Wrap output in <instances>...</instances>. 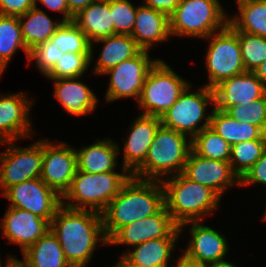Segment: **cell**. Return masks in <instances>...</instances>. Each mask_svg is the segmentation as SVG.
Here are the masks:
<instances>
[{
    "mask_svg": "<svg viewBox=\"0 0 266 267\" xmlns=\"http://www.w3.org/2000/svg\"><path fill=\"white\" fill-rule=\"evenodd\" d=\"M159 59L149 70L138 99L140 114L161 118L191 83Z\"/></svg>",
    "mask_w": 266,
    "mask_h": 267,
    "instance_id": "obj_8",
    "label": "cell"
},
{
    "mask_svg": "<svg viewBox=\"0 0 266 267\" xmlns=\"http://www.w3.org/2000/svg\"><path fill=\"white\" fill-rule=\"evenodd\" d=\"M2 196L10 201L9 207L30 211L49 224L62 205V197L49 188L41 178L10 186Z\"/></svg>",
    "mask_w": 266,
    "mask_h": 267,
    "instance_id": "obj_13",
    "label": "cell"
},
{
    "mask_svg": "<svg viewBox=\"0 0 266 267\" xmlns=\"http://www.w3.org/2000/svg\"><path fill=\"white\" fill-rule=\"evenodd\" d=\"M161 119L140 114L131 122L128 135L123 139V164L131 175L144 163Z\"/></svg>",
    "mask_w": 266,
    "mask_h": 267,
    "instance_id": "obj_19",
    "label": "cell"
},
{
    "mask_svg": "<svg viewBox=\"0 0 266 267\" xmlns=\"http://www.w3.org/2000/svg\"><path fill=\"white\" fill-rule=\"evenodd\" d=\"M27 96L23 91L0 95V142L34 137L30 112L35 99Z\"/></svg>",
    "mask_w": 266,
    "mask_h": 267,
    "instance_id": "obj_15",
    "label": "cell"
},
{
    "mask_svg": "<svg viewBox=\"0 0 266 267\" xmlns=\"http://www.w3.org/2000/svg\"><path fill=\"white\" fill-rule=\"evenodd\" d=\"M179 238L152 239L134 246L121 255L136 267H169Z\"/></svg>",
    "mask_w": 266,
    "mask_h": 267,
    "instance_id": "obj_25",
    "label": "cell"
},
{
    "mask_svg": "<svg viewBox=\"0 0 266 267\" xmlns=\"http://www.w3.org/2000/svg\"><path fill=\"white\" fill-rule=\"evenodd\" d=\"M188 226H190L191 238L188 240L186 249L182 250L185 255L209 264L226 261L225 257L229 253V246L224 234L209 225L202 224L201 221L182 224L179 227L181 234L184 232L183 229L185 230Z\"/></svg>",
    "mask_w": 266,
    "mask_h": 267,
    "instance_id": "obj_17",
    "label": "cell"
},
{
    "mask_svg": "<svg viewBox=\"0 0 266 267\" xmlns=\"http://www.w3.org/2000/svg\"><path fill=\"white\" fill-rule=\"evenodd\" d=\"M205 39L210 41L205 55L209 82L205 86L213 89L221 81L246 72L237 30L230 23Z\"/></svg>",
    "mask_w": 266,
    "mask_h": 267,
    "instance_id": "obj_9",
    "label": "cell"
},
{
    "mask_svg": "<svg viewBox=\"0 0 266 267\" xmlns=\"http://www.w3.org/2000/svg\"><path fill=\"white\" fill-rule=\"evenodd\" d=\"M73 22L84 32L90 43L115 34L110 0H95L75 15Z\"/></svg>",
    "mask_w": 266,
    "mask_h": 267,
    "instance_id": "obj_26",
    "label": "cell"
},
{
    "mask_svg": "<svg viewBox=\"0 0 266 267\" xmlns=\"http://www.w3.org/2000/svg\"><path fill=\"white\" fill-rule=\"evenodd\" d=\"M246 72H253L266 60V37L237 31Z\"/></svg>",
    "mask_w": 266,
    "mask_h": 267,
    "instance_id": "obj_36",
    "label": "cell"
},
{
    "mask_svg": "<svg viewBox=\"0 0 266 267\" xmlns=\"http://www.w3.org/2000/svg\"><path fill=\"white\" fill-rule=\"evenodd\" d=\"M191 150L189 137L160 125L144 163L132 176L143 180L162 181L182 173Z\"/></svg>",
    "mask_w": 266,
    "mask_h": 267,
    "instance_id": "obj_4",
    "label": "cell"
},
{
    "mask_svg": "<svg viewBox=\"0 0 266 267\" xmlns=\"http://www.w3.org/2000/svg\"><path fill=\"white\" fill-rule=\"evenodd\" d=\"M159 59H151L149 51L142 50L133 58L122 61L105 72L103 75H110L105 102L113 103L122 98H135L138 101L145 78Z\"/></svg>",
    "mask_w": 266,
    "mask_h": 267,
    "instance_id": "obj_11",
    "label": "cell"
},
{
    "mask_svg": "<svg viewBox=\"0 0 266 267\" xmlns=\"http://www.w3.org/2000/svg\"><path fill=\"white\" fill-rule=\"evenodd\" d=\"M176 261L177 262L174 263L175 265L173 267H209V263L191 259L183 252Z\"/></svg>",
    "mask_w": 266,
    "mask_h": 267,
    "instance_id": "obj_44",
    "label": "cell"
},
{
    "mask_svg": "<svg viewBox=\"0 0 266 267\" xmlns=\"http://www.w3.org/2000/svg\"><path fill=\"white\" fill-rule=\"evenodd\" d=\"M1 258V257H0ZM2 261V259H0V267H5V265L3 266V264L2 263H4V262H1Z\"/></svg>",
    "mask_w": 266,
    "mask_h": 267,
    "instance_id": "obj_51",
    "label": "cell"
},
{
    "mask_svg": "<svg viewBox=\"0 0 266 267\" xmlns=\"http://www.w3.org/2000/svg\"><path fill=\"white\" fill-rule=\"evenodd\" d=\"M192 151L211 160L229 162L231 145L210 126L204 128L191 140Z\"/></svg>",
    "mask_w": 266,
    "mask_h": 267,
    "instance_id": "obj_32",
    "label": "cell"
},
{
    "mask_svg": "<svg viewBox=\"0 0 266 267\" xmlns=\"http://www.w3.org/2000/svg\"><path fill=\"white\" fill-rule=\"evenodd\" d=\"M256 77H258L264 86H266V60L261 63L254 71Z\"/></svg>",
    "mask_w": 266,
    "mask_h": 267,
    "instance_id": "obj_46",
    "label": "cell"
},
{
    "mask_svg": "<svg viewBox=\"0 0 266 267\" xmlns=\"http://www.w3.org/2000/svg\"><path fill=\"white\" fill-rule=\"evenodd\" d=\"M22 255V260L15 259L22 267H71L57 237L50 229Z\"/></svg>",
    "mask_w": 266,
    "mask_h": 267,
    "instance_id": "obj_27",
    "label": "cell"
},
{
    "mask_svg": "<svg viewBox=\"0 0 266 267\" xmlns=\"http://www.w3.org/2000/svg\"><path fill=\"white\" fill-rule=\"evenodd\" d=\"M50 230L57 237L71 267H86L99 244L108 243L102 213L90 209H71L62 204L50 222Z\"/></svg>",
    "mask_w": 266,
    "mask_h": 267,
    "instance_id": "obj_1",
    "label": "cell"
},
{
    "mask_svg": "<svg viewBox=\"0 0 266 267\" xmlns=\"http://www.w3.org/2000/svg\"><path fill=\"white\" fill-rule=\"evenodd\" d=\"M118 171L92 174L76 171L62 204L71 209L93 210L102 213L122 186L132 176L124 167Z\"/></svg>",
    "mask_w": 266,
    "mask_h": 267,
    "instance_id": "obj_5",
    "label": "cell"
},
{
    "mask_svg": "<svg viewBox=\"0 0 266 267\" xmlns=\"http://www.w3.org/2000/svg\"><path fill=\"white\" fill-rule=\"evenodd\" d=\"M164 203L174 223L204 221L219 209L221 198L209 187L188 179L183 173L162 181Z\"/></svg>",
    "mask_w": 266,
    "mask_h": 267,
    "instance_id": "obj_3",
    "label": "cell"
},
{
    "mask_svg": "<svg viewBox=\"0 0 266 267\" xmlns=\"http://www.w3.org/2000/svg\"><path fill=\"white\" fill-rule=\"evenodd\" d=\"M0 223L1 232L8 243L19 245L22 253L50 229L45 219L30 211L9 206Z\"/></svg>",
    "mask_w": 266,
    "mask_h": 267,
    "instance_id": "obj_18",
    "label": "cell"
},
{
    "mask_svg": "<svg viewBox=\"0 0 266 267\" xmlns=\"http://www.w3.org/2000/svg\"><path fill=\"white\" fill-rule=\"evenodd\" d=\"M238 13L229 23L239 32L266 37V0H236Z\"/></svg>",
    "mask_w": 266,
    "mask_h": 267,
    "instance_id": "obj_30",
    "label": "cell"
},
{
    "mask_svg": "<svg viewBox=\"0 0 266 267\" xmlns=\"http://www.w3.org/2000/svg\"><path fill=\"white\" fill-rule=\"evenodd\" d=\"M238 121L256 125L266 134V95L254 100L250 105H234L225 111Z\"/></svg>",
    "mask_w": 266,
    "mask_h": 267,
    "instance_id": "obj_37",
    "label": "cell"
},
{
    "mask_svg": "<svg viewBox=\"0 0 266 267\" xmlns=\"http://www.w3.org/2000/svg\"><path fill=\"white\" fill-rule=\"evenodd\" d=\"M181 0H144L143 5L170 16Z\"/></svg>",
    "mask_w": 266,
    "mask_h": 267,
    "instance_id": "obj_43",
    "label": "cell"
},
{
    "mask_svg": "<svg viewBox=\"0 0 266 267\" xmlns=\"http://www.w3.org/2000/svg\"><path fill=\"white\" fill-rule=\"evenodd\" d=\"M98 43H103V47L101 52L99 51V57L96 59L97 61L92 71V73L98 74V76L103 75L120 62L133 58L142 51L131 35L114 34L90 43V65L94 61V45Z\"/></svg>",
    "mask_w": 266,
    "mask_h": 267,
    "instance_id": "obj_22",
    "label": "cell"
},
{
    "mask_svg": "<svg viewBox=\"0 0 266 267\" xmlns=\"http://www.w3.org/2000/svg\"><path fill=\"white\" fill-rule=\"evenodd\" d=\"M63 54L59 45H54L49 39L31 50L27 61L29 64L34 61L38 71L45 77Z\"/></svg>",
    "mask_w": 266,
    "mask_h": 267,
    "instance_id": "obj_39",
    "label": "cell"
},
{
    "mask_svg": "<svg viewBox=\"0 0 266 267\" xmlns=\"http://www.w3.org/2000/svg\"><path fill=\"white\" fill-rule=\"evenodd\" d=\"M220 0H181L169 16L171 37L208 38L229 24Z\"/></svg>",
    "mask_w": 266,
    "mask_h": 267,
    "instance_id": "obj_6",
    "label": "cell"
},
{
    "mask_svg": "<svg viewBox=\"0 0 266 267\" xmlns=\"http://www.w3.org/2000/svg\"><path fill=\"white\" fill-rule=\"evenodd\" d=\"M21 25L22 38L30 52L38 45L48 41L60 27L63 21H55L42 9L34 6L25 14L18 16Z\"/></svg>",
    "mask_w": 266,
    "mask_h": 267,
    "instance_id": "obj_28",
    "label": "cell"
},
{
    "mask_svg": "<svg viewBox=\"0 0 266 267\" xmlns=\"http://www.w3.org/2000/svg\"><path fill=\"white\" fill-rule=\"evenodd\" d=\"M164 205V187L161 181L131 176L102 212L106 239L119 228L156 214Z\"/></svg>",
    "mask_w": 266,
    "mask_h": 267,
    "instance_id": "obj_2",
    "label": "cell"
},
{
    "mask_svg": "<svg viewBox=\"0 0 266 267\" xmlns=\"http://www.w3.org/2000/svg\"><path fill=\"white\" fill-rule=\"evenodd\" d=\"M182 173L188 179L209 187L220 198L228 188H235V185L240 186V179L233 172L229 162L201 157L192 150Z\"/></svg>",
    "mask_w": 266,
    "mask_h": 267,
    "instance_id": "obj_16",
    "label": "cell"
},
{
    "mask_svg": "<svg viewBox=\"0 0 266 267\" xmlns=\"http://www.w3.org/2000/svg\"><path fill=\"white\" fill-rule=\"evenodd\" d=\"M214 108L226 111L240 104L250 105L265 95V86L253 72H244L221 81L213 88Z\"/></svg>",
    "mask_w": 266,
    "mask_h": 267,
    "instance_id": "obj_20",
    "label": "cell"
},
{
    "mask_svg": "<svg viewBox=\"0 0 266 267\" xmlns=\"http://www.w3.org/2000/svg\"><path fill=\"white\" fill-rule=\"evenodd\" d=\"M90 67V53H64L53 69L45 76L47 79L83 77Z\"/></svg>",
    "mask_w": 266,
    "mask_h": 267,
    "instance_id": "obj_35",
    "label": "cell"
},
{
    "mask_svg": "<svg viewBox=\"0 0 266 267\" xmlns=\"http://www.w3.org/2000/svg\"><path fill=\"white\" fill-rule=\"evenodd\" d=\"M18 49H22L27 59H29L30 52L22 38L18 17L0 15V76H2Z\"/></svg>",
    "mask_w": 266,
    "mask_h": 267,
    "instance_id": "obj_31",
    "label": "cell"
},
{
    "mask_svg": "<svg viewBox=\"0 0 266 267\" xmlns=\"http://www.w3.org/2000/svg\"><path fill=\"white\" fill-rule=\"evenodd\" d=\"M210 127L231 146L244 141L266 140V134L256 125L235 120L216 108L212 109Z\"/></svg>",
    "mask_w": 266,
    "mask_h": 267,
    "instance_id": "obj_29",
    "label": "cell"
},
{
    "mask_svg": "<svg viewBox=\"0 0 266 267\" xmlns=\"http://www.w3.org/2000/svg\"><path fill=\"white\" fill-rule=\"evenodd\" d=\"M34 6V0H0V15L18 17Z\"/></svg>",
    "mask_w": 266,
    "mask_h": 267,
    "instance_id": "obj_41",
    "label": "cell"
},
{
    "mask_svg": "<svg viewBox=\"0 0 266 267\" xmlns=\"http://www.w3.org/2000/svg\"><path fill=\"white\" fill-rule=\"evenodd\" d=\"M17 141H3L0 145H8L0 152V189L2 195L10 186L23 181L40 178L43 139H39L28 147H20Z\"/></svg>",
    "mask_w": 266,
    "mask_h": 267,
    "instance_id": "obj_10",
    "label": "cell"
},
{
    "mask_svg": "<svg viewBox=\"0 0 266 267\" xmlns=\"http://www.w3.org/2000/svg\"><path fill=\"white\" fill-rule=\"evenodd\" d=\"M81 77L48 79L53 82L54 99L60 102L64 111L72 116H85L95 111L98 106V96L80 81Z\"/></svg>",
    "mask_w": 266,
    "mask_h": 267,
    "instance_id": "obj_21",
    "label": "cell"
},
{
    "mask_svg": "<svg viewBox=\"0 0 266 267\" xmlns=\"http://www.w3.org/2000/svg\"><path fill=\"white\" fill-rule=\"evenodd\" d=\"M138 6L133 5L130 0H110L115 34H132Z\"/></svg>",
    "mask_w": 266,
    "mask_h": 267,
    "instance_id": "obj_38",
    "label": "cell"
},
{
    "mask_svg": "<svg viewBox=\"0 0 266 267\" xmlns=\"http://www.w3.org/2000/svg\"><path fill=\"white\" fill-rule=\"evenodd\" d=\"M77 171L75 146L64 141L43 139V158L40 178L49 188L63 197L69 190Z\"/></svg>",
    "mask_w": 266,
    "mask_h": 267,
    "instance_id": "obj_12",
    "label": "cell"
},
{
    "mask_svg": "<svg viewBox=\"0 0 266 267\" xmlns=\"http://www.w3.org/2000/svg\"><path fill=\"white\" fill-rule=\"evenodd\" d=\"M265 208H266V206H265ZM262 220L266 221V209H265V213L263 214V219Z\"/></svg>",
    "mask_w": 266,
    "mask_h": 267,
    "instance_id": "obj_50",
    "label": "cell"
},
{
    "mask_svg": "<svg viewBox=\"0 0 266 267\" xmlns=\"http://www.w3.org/2000/svg\"><path fill=\"white\" fill-rule=\"evenodd\" d=\"M266 140L244 141L231 146L229 163L233 172L241 179L263 155Z\"/></svg>",
    "mask_w": 266,
    "mask_h": 267,
    "instance_id": "obj_33",
    "label": "cell"
},
{
    "mask_svg": "<svg viewBox=\"0 0 266 267\" xmlns=\"http://www.w3.org/2000/svg\"><path fill=\"white\" fill-rule=\"evenodd\" d=\"M198 89L193 92L192 86L189 84L172 107L160 118L161 125L176 130L191 140L204 128L209 127L212 109L215 104L214 91L205 85L199 86ZM208 104L212 108L210 112H207L209 115H206Z\"/></svg>",
    "mask_w": 266,
    "mask_h": 267,
    "instance_id": "obj_7",
    "label": "cell"
},
{
    "mask_svg": "<svg viewBox=\"0 0 266 267\" xmlns=\"http://www.w3.org/2000/svg\"><path fill=\"white\" fill-rule=\"evenodd\" d=\"M131 36L145 51H150L158 42H168L171 37L169 16L143 4L139 5Z\"/></svg>",
    "mask_w": 266,
    "mask_h": 267,
    "instance_id": "obj_23",
    "label": "cell"
},
{
    "mask_svg": "<svg viewBox=\"0 0 266 267\" xmlns=\"http://www.w3.org/2000/svg\"><path fill=\"white\" fill-rule=\"evenodd\" d=\"M6 264L5 267H22L15 259L16 257L9 254L6 256Z\"/></svg>",
    "mask_w": 266,
    "mask_h": 267,
    "instance_id": "obj_47",
    "label": "cell"
},
{
    "mask_svg": "<svg viewBox=\"0 0 266 267\" xmlns=\"http://www.w3.org/2000/svg\"><path fill=\"white\" fill-rule=\"evenodd\" d=\"M50 40L63 53H90V42L73 21L63 22Z\"/></svg>",
    "mask_w": 266,
    "mask_h": 267,
    "instance_id": "obj_34",
    "label": "cell"
},
{
    "mask_svg": "<svg viewBox=\"0 0 266 267\" xmlns=\"http://www.w3.org/2000/svg\"><path fill=\"white\" fill-rule=\"evenodd\" d=\"M252 184H261L266 186V149L263 155L248 170V172L240 179V186H252Z\"/></svg>",
    "mask_w": 266,
    "mask_h": 267,
    "instance_id": "obj_40",
    "label": "cell"
},
{
    "mask_svg": "<svg viewBox=\"0 0 266 267\" xmlns=\"http://www.w3.org/2000/svg\"><path fill=\"white\" fill-rule=\"evenodd\" d=\"M179 227L174 223L165 205L154 215L119 228L108 245H127L129 249L140 243L159 238H180Z\"/></svg>",
    "mask_w": 266,
    "mask_h": 267,
    "instance_id": "obj_14",
    "label": "cell"
},
{
    "mask_svg": "<svg viewBox=\"0 0 266 267\" xmlns=\"http://www.w3.org/2000/svg\"><path fill=\"white\" fill-rule=\"evenodd\" d=\"M35 6L37 3H41L50 11H57L63 14L61 20L63 22L73 21L74 17L69 13L68 4L66 0H34Z\"/></svg>",
    "mask_w": 266,
    "mask_h": 267,
    "instance_id": "obj_42",
    "label": "cell"
},
{
    "mask_svg": "<svg viewBox=\"0 0 266 267\" xmlns=\"http://www.w3.org/2000/svg\"><path fill=\"white\" fill-rule=\"evenodd\" d=\"M68 4L69 13L74 17L81 10L85 9L95 0H66Z\"/></svg>",
    "mask_w": 266,
    "mask_h": 267,
    "instance_id": "obj_45",
    "label": "cell"
},
{
    "mask_svg": "<svg viewBox=\"0 0 266 267\" xmlns=\"http://www.w3.org/2000/svg\"><path fill=\"white\" fill-rule=\"evenodd\" d=\"M120 146L111 138L96 139V142L76 148L77 170L92 174L115 171L118 166Z\"/></svg>",
    "mask_w": 266,
    "mask_h": 267,
    "instance_id": "obj_24",
    "label": "cell"
},
{
    "mask_svg": "<svg viewBox=\"0 0 266 267\" xmlns=\"http://www.w3.org/2000/svg\"><path fill=\"white\" fill-rule=\"evenodd\" d=\"M112 267H136L130 264L127 260H125L122 256H120V260L115 263Z\"/></svg>",
    "mask_w": 266,
    "mask_h": 267,
    "instance_id": "obj_48",
    "label": "cell"
},
{
    "mask_svg": "<svg viewBox=\"0 0 266 267\" xmlns=\"http://www.w3.org/2000/svg\"><path fill=\"white\" fill-rule=\"evenodd\" d=\"M209 267H237V265H235L232 262H228V261H224V262H220V263H211L209 264Z\"/></svg>",
    "mask_w": 266,
    "mask_h": 267,
    "instance_id": "obj_49",
    "label": "cell"
}]
</instances>
